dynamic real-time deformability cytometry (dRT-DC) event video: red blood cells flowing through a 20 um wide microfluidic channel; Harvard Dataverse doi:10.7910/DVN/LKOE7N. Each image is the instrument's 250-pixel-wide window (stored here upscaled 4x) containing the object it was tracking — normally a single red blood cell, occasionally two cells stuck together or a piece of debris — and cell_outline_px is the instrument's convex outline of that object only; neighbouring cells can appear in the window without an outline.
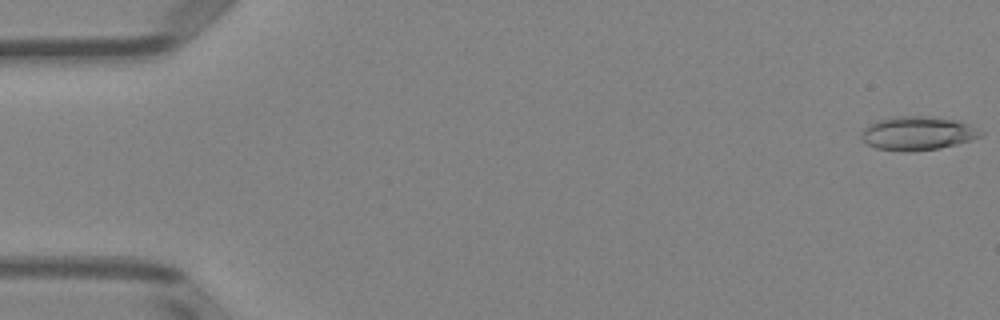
{"species": "Egyptian fruit bat (a non-hibernating species)", "species_latin": "Rousettus aegyptiacus", "temperature_condition": "room temperature", "stored_images_in_passage": 5, "segment_of_instrument_passage": [1, 2], "camera_frame_rate_fps": 3000, "um_per_image_px": 0.085, "animal": {"sex": "female"}, "frame": {"image": 1, "passage_image": 1, "time_ms": 0.0, "image_size_px": [1000, 320], "cell_outline_px": [[984, 136], [972, 140], [940, 148], [908, 152], [904, 152], [876, 148], [860, 140], [860, 132], [868, 124], [876, 120], [896, 116], [928, 116], [960, 120], [984, 132]], "centroid_in_image_um": [77.99, 11.32], "position_along_channel_um": 7.0, "area_um2": 23.87}}